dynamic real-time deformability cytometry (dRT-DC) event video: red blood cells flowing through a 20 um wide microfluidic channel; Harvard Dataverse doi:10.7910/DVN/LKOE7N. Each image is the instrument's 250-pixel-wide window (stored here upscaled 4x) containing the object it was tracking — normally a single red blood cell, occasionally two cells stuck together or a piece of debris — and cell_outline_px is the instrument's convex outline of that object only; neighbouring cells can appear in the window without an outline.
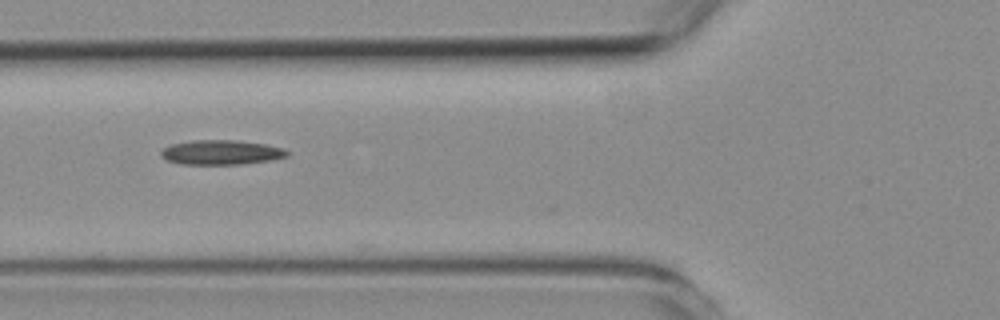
{"species": "common noctule bat (a hibernating species)", "species_latin": "Nyctalus noctula", "temperature_condition": "room temperature", "stored_images_in_passage": 8, "camera_frame_rate_fps": 3000, "um_per_image_px": 0.085, "animal": {"sex": "female", "body_mass_g": 19.3, "forearm_length_mm": 54.1}, "frame": {"image": 1, "passage_image": 5, "time_ms": 4.667, "image_size_px": [1000, 320], "cell_outline_px": [[288, 156], [268, 160], [240, 164], [180, 164], [168, 160], [160, 156], [160, 152], [164, 148], [172, 144], [192, 140], [236, 140], [264, 144], [284, 148], [288, 152]], "centroid_in_image_um": [18.77, 12.94], "position_along_channel_um": 107.0, "area_um2": 17.92}}
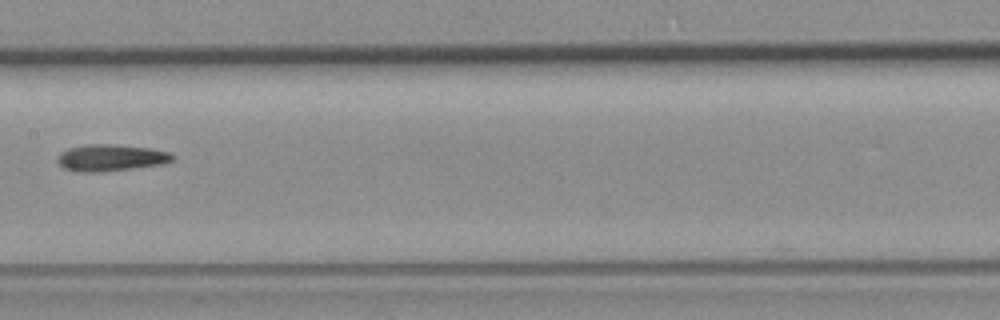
{"frame": {"image": 2, "passage_image": 7, "time_ms": 7.0, "image_size_px": [1000, 320], "cell_outline_px": [[176, 160], [164, 164], [100, 172], [76, 172], [64, 168], [56, 160], [56, 156], [60, 152], [68, 148], [88, 144], [112, 144], [152, 148], [168, 152], [176, 156]], "centroid_in_image_um": [9.43, 13.41], "position_along_channel_um": 198.0, "area_um2": 18.15}}
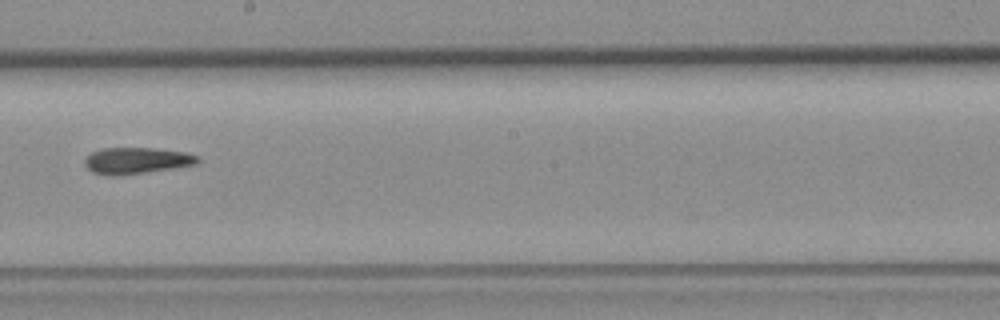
{"frame": {"image": 3, "passage_image": 8, "time_ms": 8.0, "image_size_px": [1000, 320], "cell_outline_px": [[200, 160], [196, 164], [172, 168], [116, 176], [92, 172], [84, 164], [84, 160], [92, 152], [104, 148], [152, 148], [184, 152], [200, 156]], "centroid_in_image_um": [11.61, 13.64], "position_along_channel_um": 236.6, "area_um2": 17.11}}